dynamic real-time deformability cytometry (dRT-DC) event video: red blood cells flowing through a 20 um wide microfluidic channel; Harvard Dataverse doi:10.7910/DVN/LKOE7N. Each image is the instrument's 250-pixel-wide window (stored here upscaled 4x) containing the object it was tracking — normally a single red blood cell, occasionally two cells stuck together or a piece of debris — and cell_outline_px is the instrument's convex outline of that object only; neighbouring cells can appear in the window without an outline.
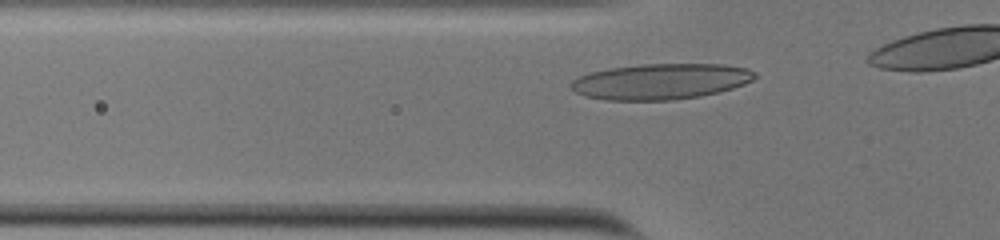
{"species": "human", "species_latin": "Homo sapiens", "temperature_condition": "cold", "stored_images_in_passage": 9, "camera_frame_rate_fps": 3000, "um_per_image_px": 0.085, "donor": {"sex": "male"}, "frame": {"image": 1, "passage_image": 3, "time_ms": 0.667, "image_size_px": [1000, 240], "cell_outline_px": [[756, 76], [752, 80], [744, 84], [732, 88], [700, 96], [672, 100], [608, 100], [584, 96], [576, 92], [568, 84], [572, 80], [580, 76], [592, 72], [608, 68], [640, 64], [724, 64], [748, 68], [756, 72]], "centroid_in_image_um": [56.15, 6.92], "position_along_channel_um": 69.6, "area_um2": 38.32}}
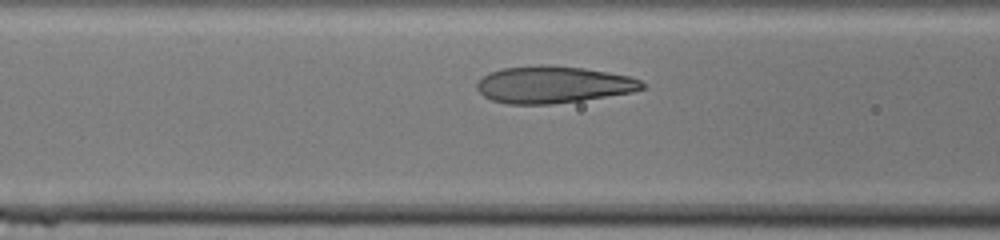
{"frame": {"image": 2, "passage_image": 7, "time_ms": 2.0, "image_size_px": [1000, 240], "cell_outline_px": [[644, 88], [632, 92], [580, 100], [552, 104], [508, 104], [492, 100], [484, 96], [476, 88], [476, 84], [488, 72], [504, 68], [540, 64], [548, 64], [584, 68], [608, 72], [628, 76], [640, 80], [644, 84]], "centroid_in_image_um": [46.99, 7.18], "position_along_channel_um": 119.6, "area_um2": 35.49}}